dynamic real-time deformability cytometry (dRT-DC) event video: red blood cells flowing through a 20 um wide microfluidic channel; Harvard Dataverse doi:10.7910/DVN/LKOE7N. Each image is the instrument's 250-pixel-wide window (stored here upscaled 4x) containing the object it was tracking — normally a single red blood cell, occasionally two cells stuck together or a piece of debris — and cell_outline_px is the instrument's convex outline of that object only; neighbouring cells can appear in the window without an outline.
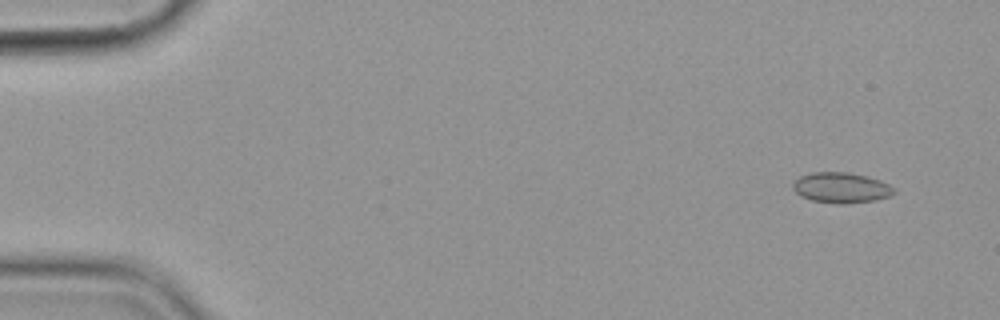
{"species": "common noctule bat (a hibernating species)", "species_latin": "Nyctalus noctula", "temperature_condition": "cold", "stored_images_in_passage": 4, "camera_frame_rate_fps": 3000, "um_per_image_px": 0.085, "animal": {"sex": "female", "body_mass_g": 19.9}, "frame": {"image": 1, "passage_image": 1, "time_ms": 0.0, "image_size_px": [1000, 320], "cell_outline_px": [[896, 192], [888, 196], [876, 200], [844, 204], [836, 204], [812, 200], [800, 196], [792, 188], [792, 184], [800, 176], [812, 172], [848, 172], [868, 176], [880, 180], [896, 188]], "centroid_in_image_um": [71.51, 15.95], "position_along_channel_um": 13.5, "area_um2": 18.09}}
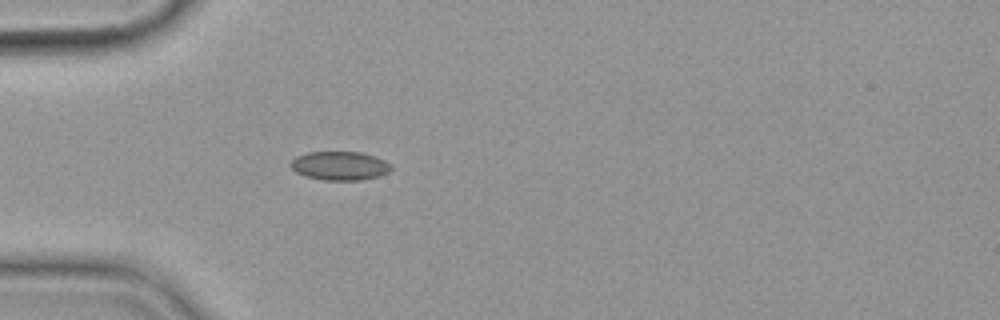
{"frame": {"image": 2, "passage_image": 4, "time_ms": 4.333, "image_size_px": [1000, 320], "cell_outline_px": [[392, 168], [388, 172], [380, 176], [360, 180], [324, 180], [304, 176], [296, 172], [288, 164], [296, 156], [308, 152], [360, 152], [384, 160], [392, 164]], "centroid_in_image_um": [28.87, 14.09], "position_along_channel_um": 56.1, "area_um2": 16.88}}